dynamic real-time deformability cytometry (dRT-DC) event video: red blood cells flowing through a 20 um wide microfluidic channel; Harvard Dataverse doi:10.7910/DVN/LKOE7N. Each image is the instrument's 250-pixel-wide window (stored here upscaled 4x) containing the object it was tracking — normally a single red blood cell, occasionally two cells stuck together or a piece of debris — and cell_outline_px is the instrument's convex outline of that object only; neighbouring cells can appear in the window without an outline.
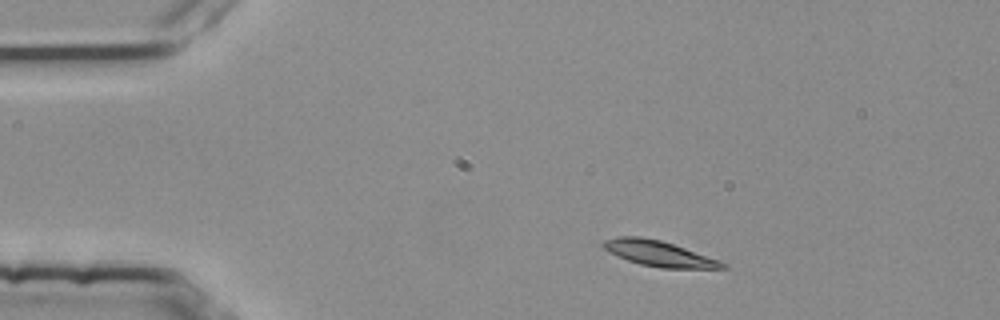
{"species": "common noctule bat (a hibernating species)", "species_latin": "Nyctalus noctula", "temperature_condition": "room temperature", "stored_images_in_passage": 3, "camera_frame_rate_fps": 3000, "um_per_image_px": 0.085, "animal": {"sex": "female", "body_mass_g": 25.1}, "frame": {"image": 1, "passage_image": 1, "time_ms": 0.0, "image_size_px": [1000, 320], "cell_outline_px": [[728, 268], [660, 268], [640, 264], [628, 260], [608, 252], [600, 248], [600, 244], [604, 240], [620, 236], [640, 236], [660, 240], [684, 248], [728, 264]], "centroid_in_image_um": [55.92, 21.54], "position_along_channel_um": 29.1, "area_um2": 17.57}}
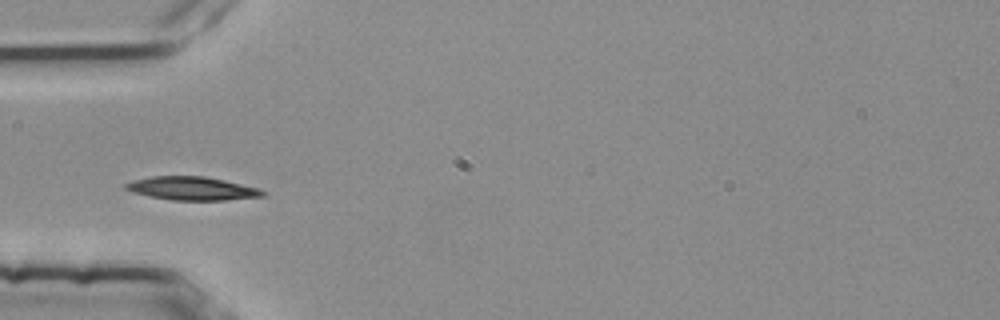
{"frame": {"image": 2, "passage_image": 2, "time_ms": 0.333, "image_size_px": [1000, 320], "cell_outline_px": [[268, 192], [264, 196], [224, 200], [172, 200], [132, 192], [124, 188], [124, 184], [132, 180], [152, 176], [204, 176], [224, 180], [260, 188]], "centroid_in_image_um": [16.35, 16.01], "position_along_channel_um": 68.7, "area_um2": 18.67}}